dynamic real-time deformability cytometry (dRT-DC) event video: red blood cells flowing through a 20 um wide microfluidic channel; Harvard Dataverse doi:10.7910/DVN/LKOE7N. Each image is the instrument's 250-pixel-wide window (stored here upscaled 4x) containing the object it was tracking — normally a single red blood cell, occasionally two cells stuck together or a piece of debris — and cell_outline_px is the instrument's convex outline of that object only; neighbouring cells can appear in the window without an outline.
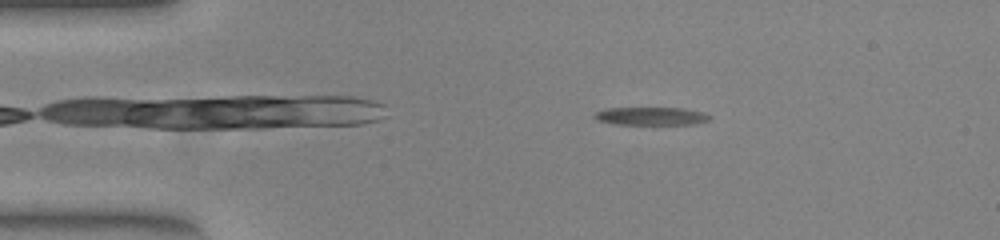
{"species": "common noctule bat (a hibernating species)", "species_latin": "Nyctalus noctula", "temperature_condition": "warm", "stored_images_in_passage": 53, "camera_frame_rate_fps": 3000, "um_per_image_px": 0.085, "animal": {"sex": "female", "body_mass_g": 23.0, "forearm_length_mm": 53.4}, "frame": {"image": 1, "passage_image": 9, "time_ms": 2.667, "image_size_px": [1000, 240], "cell_outline_px": [[712, 120], [696, 124], [616, 124], [596, 120], [592, 116], [596, 112], [608, 108], [684, 108], [704, 112], [712, 116]], "centroid_in_image_um": [55.41, 9.87], "position_along_channel_um": 29.6, "area_um2": 12.2}}
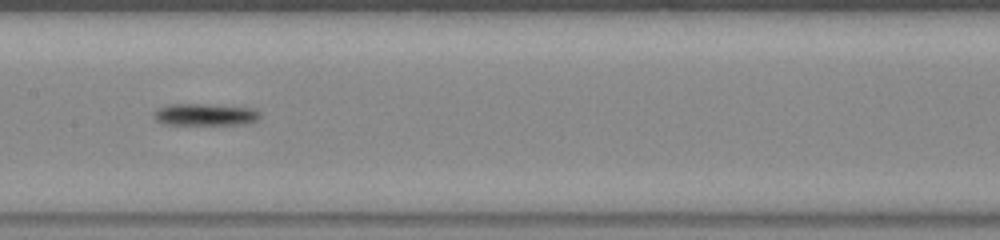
{"frame": {"image": 2, "passage_image": 26, "time_ms": 8.333, "image_size_px": [1000, 240], "cell_outline_px": [[260, 116], [256, 120], [248, 124], [164, 124], [156, 120], [152, 116], [152, 112], [168, 104], [204, 104], [256, 108], [260, 112]], "centroid_in_image_um": [17.44, 9.73], "position_along_channel_um": 190.0, "area_um2": 13.64}}
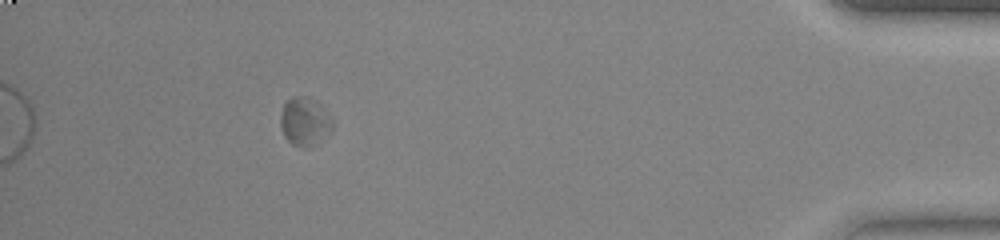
{"frame": {"image": 3, "passage_image": 48, "time_ms": 15.667, "image_size_px": [1000, 240], "cell_outline_px": [[332, 128], [328, 132], [304, 148], [292, 144], [284, 136], [280, 124], [280, 116], [284, 104], [288, 100], [296, 96], [308, 96], [320, 104], [332, 120]], "centroid_in_image_um": [25.85, 10.29], "position_along_channel_um": 409.4, "area_um2": 14.05}, "authors_computed_cell_mechanics": {"area_um2": 13.1206, "velocity_mm_per_s": 3.7889, "shape_relaxation_time_tau1_ms": 0.986, "shape_relaxation_time_tau2_ms": null, "deformation_change_tau1": 0.126, "deformation_change_tau2": null}}